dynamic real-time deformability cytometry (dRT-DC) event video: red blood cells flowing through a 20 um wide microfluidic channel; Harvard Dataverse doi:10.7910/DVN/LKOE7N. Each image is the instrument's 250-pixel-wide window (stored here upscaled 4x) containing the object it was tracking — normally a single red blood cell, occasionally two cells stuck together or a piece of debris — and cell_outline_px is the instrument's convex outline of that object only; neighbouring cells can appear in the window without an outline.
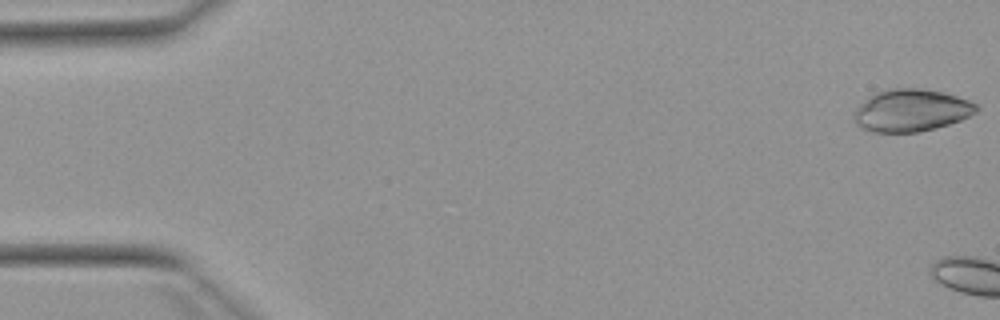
{"species": "Egyptian fruit bat (a non-hibernating species)", "species_latin": "Rousettus aegyptiacus", "temperature_condition": "warm", "stored_images_in_passage": 5, "camera_frame_rate_fps": 3000, "um_per_image_px": 0.085, "animal": {"sex": "female"}, "frame": {"image": 1, "passage_image": 1, "time_ms": 0.0, "image_size_px": [1000, 320], "cell_outline_px": [[980, 108], [976, 112], [960, 120], [936, 128], [920, 132], [872, 132], [856, 124], [856, 108], [872, 92], [888, 88], [924, 88], [944, 92], [980, 104]], "centroid_in_image_um": [77.48, 9.36], "position_along_channel_um": 7.5, "area_um2": 30.35}}